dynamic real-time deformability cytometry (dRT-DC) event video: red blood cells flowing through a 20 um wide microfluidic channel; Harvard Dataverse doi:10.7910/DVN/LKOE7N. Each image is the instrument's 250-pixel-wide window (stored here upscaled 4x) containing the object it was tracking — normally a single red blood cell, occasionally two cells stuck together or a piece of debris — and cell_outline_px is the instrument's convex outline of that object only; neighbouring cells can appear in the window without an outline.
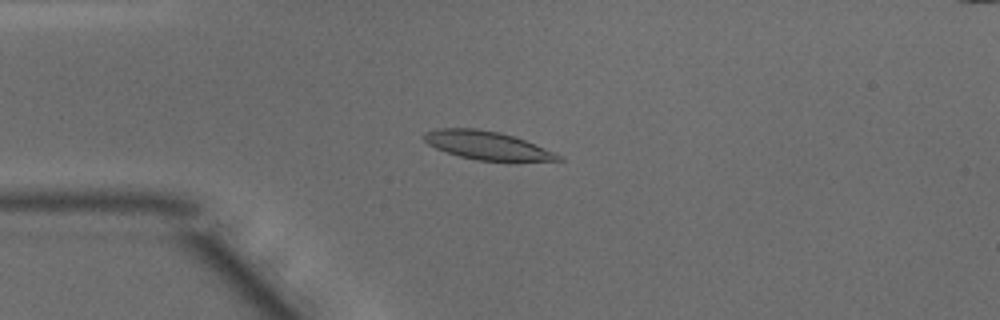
{"species": "common noctule bat (a hibernating species)", "species_latin": "Nyctalus noctula", "temperature_condition": "warm", "stored_images_in_passage": 43, "camera_frame_rate_fps": 3000, "um_per_image_px": 0.085, "animal": {"sex": "male", "body_mass_g": 15.6}, "frame": {"image": 1, "passage_image": 7, "time_ms": 2.0, "image_size_px": [1000, 320], "cell_outline_px": [[564, 160], [476, 160], [460, 156], [436, 148], [428, 144], [424, 140], [424, 132], [436, 128], [476, 128], [500, 132], [524, 140], [552, 152], [560, 156]], "centroid_in_image_um": [41.3, 12.33], "position_along_channel_um": 43.7, "area_um2": 21.5}}
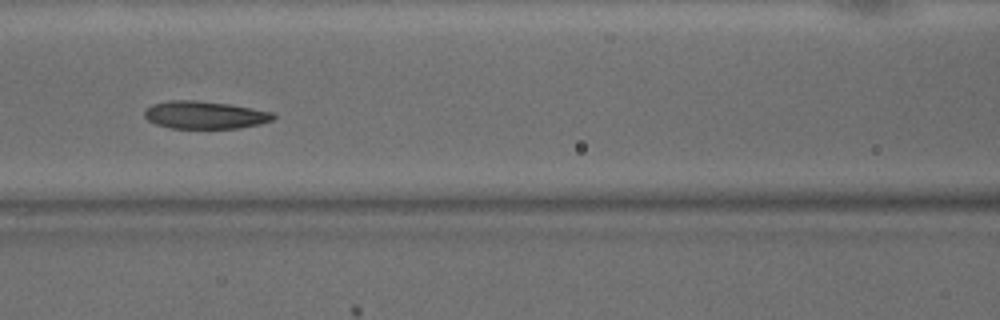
{"frame": {"image": 2, "passage_image": 16, "time_ms": 5.0, "image_size_px": [1000, 320], "cell_outline_px": [[276, 116], [272, 120], [260, 124], [240, 128], [172, 128], [156, 124], [148, 120], [144, 116], [144, 112], [152, 104], [168, 100], [196, 100], [228, 104], [272, 112]], "centroid_in_image_um": [17.4, 9.77], "position_along_channel_um": 149.2, "area_um2": 20.63}}
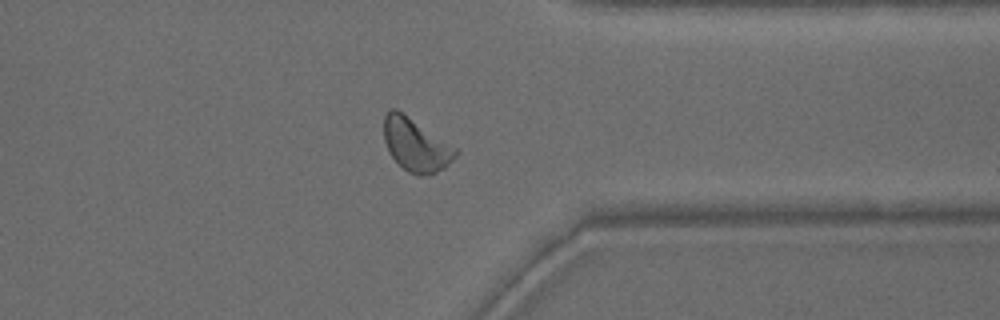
{"frame": {"image": 3, "passage_image": 33, "time_ms": 10.667, "image_size_px": [1000, 320], "cell_outline_px": [[460, 152], [444, 168], [436, 172], [420, 176], [408, 172], [388, 152], [384, 140], [384, 116], [392, 108], [396, 108], [456, 148]], "centroid_in_image_um": [35.33, 12.32], "position_along_channel_um": 376.1, "area_um2": 21.73}, "authors_computed_cell_mechanics": {"area_um2": 21.7328, "velocity_mm_per_s": 4.1187, "shape_relaxation_time_tau1_ms": 3.2992, "shape_relaxation_time_tau2_ms": 6.6656, "deformation_change_tau1": 0.137, "deformation_change_tau2": 0.1489}}